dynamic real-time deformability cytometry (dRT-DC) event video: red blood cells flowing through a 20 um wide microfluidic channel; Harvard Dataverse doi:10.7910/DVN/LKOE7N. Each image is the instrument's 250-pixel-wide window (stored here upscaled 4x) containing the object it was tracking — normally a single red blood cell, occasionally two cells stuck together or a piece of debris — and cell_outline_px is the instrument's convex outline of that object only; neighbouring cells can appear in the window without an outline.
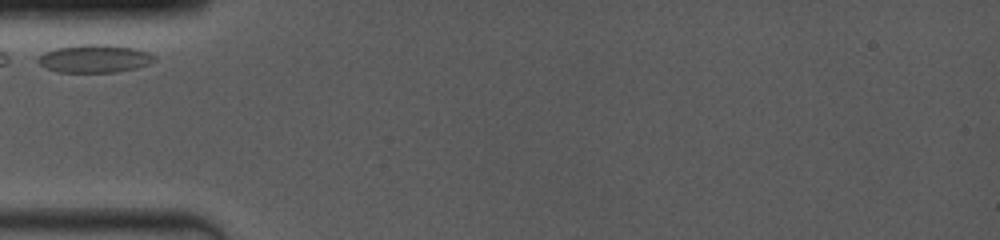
{"species": "common noctule bat (a hibernating species)", "species_latin": "Nyctalus noctula", "temperature_condition": "room temperature", "stored_images_in_passage": 5, "camera_frame_rate_fps": 4000, "um_per_image_px": 0.085, "animal": {"sex": "female", "body_mass_g": 19.0, "forearm_length_mm": 53.3}, "frame": {"image": 1, "passage_image": 1, "time_ms": 0.0, "image_size_px": [1000, 240], "cell_outline_px": [[156, 60], [148, 64], [136, 68], [116, 72], [56, 72], [44, 68], [36, 60], [44, 52], [56, 48], [80, 44], [108, 44], [132, 48], [148, 52], [156, 56]], "centroid_in_image_um": [8.02, 4.98], "position_along_channel_um": 77.0, "area_um2": 19.07}}